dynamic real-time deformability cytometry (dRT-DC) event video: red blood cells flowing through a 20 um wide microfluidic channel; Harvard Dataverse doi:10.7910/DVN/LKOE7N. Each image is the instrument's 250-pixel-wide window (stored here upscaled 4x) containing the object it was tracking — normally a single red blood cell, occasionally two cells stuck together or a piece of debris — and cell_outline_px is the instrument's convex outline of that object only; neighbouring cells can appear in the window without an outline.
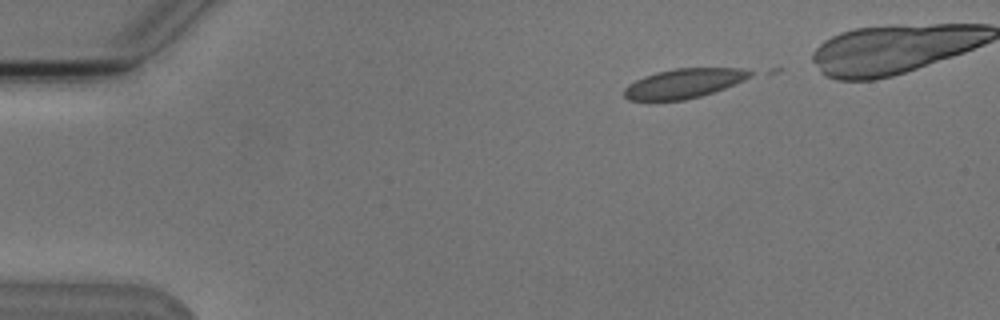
{"species": "Egyptian fruit bat (a non-hibernating species)", "species_latin": "Rousettus aegyptiacus", "temperature_condition": "cold", "stored_images_in_passage": 5, "camera_frame_rate_fps": 3000, "um_per_image_px": 0.085, "animal": {"sex": "male"}, "frame": {"image": 1, "passage_image": 1, "time_ms": 0.0, "image_size_px": [1000, 320], "cell_outline_px": [[752, 76], [744, 80], [724, 88], [700, 96], [684, 100], [628, 100], [624, 96], [624, 88], [628, 84], [644, 76], [656, 72], [676, 68], [740, 68], [752, 72]], "centroid_in_image_um": [58.1, 7.08], "position_along_channel_um": 26.9, "area_um2": 21.44}}